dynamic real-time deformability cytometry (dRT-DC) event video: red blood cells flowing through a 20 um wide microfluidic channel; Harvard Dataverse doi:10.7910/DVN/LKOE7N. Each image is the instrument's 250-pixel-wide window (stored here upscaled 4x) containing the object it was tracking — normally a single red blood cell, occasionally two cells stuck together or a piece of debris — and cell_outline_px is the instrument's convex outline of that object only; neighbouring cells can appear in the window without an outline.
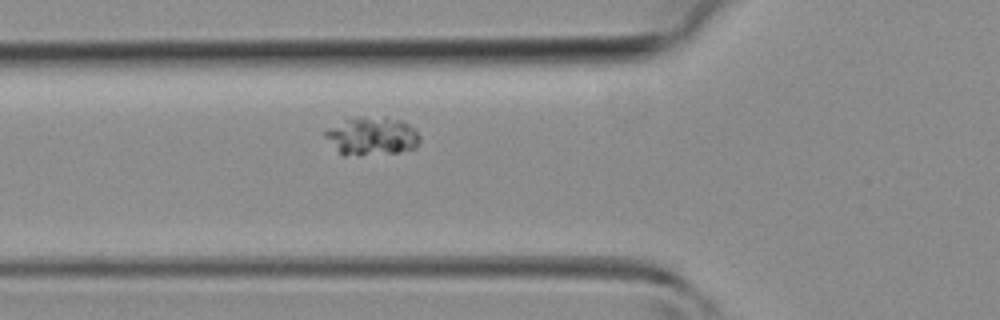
{"species": "common noctule bat (a hibernating species)", "species_latin": "Nyctalus noctula", "temperature_condition": "room temperature", "stored_images_in_passage": 25, "camera_frame_rate_fps": 3000, "um_per_image_px": 0.085, "animal": {"sex": "female", "body_mass_g": 19.3, "forearm_length_mm": 54.1}, "frame": {"image": 1, "passage_image": 2, "time_ms": 0.333, "image_size_px": [1000, 320], "cell_outline_px": [[420, 140], [416, 148], [400, 152], [344, 156], [324, 136], [324, 128], [344, 120], [360, 116], [384, 116], [400, 120], [408, 124], [420, 136]], "centroid_in_image_um": [31.59, 11.55], "position_along_channel_um": 94.2, "area_um2": 21.27}}
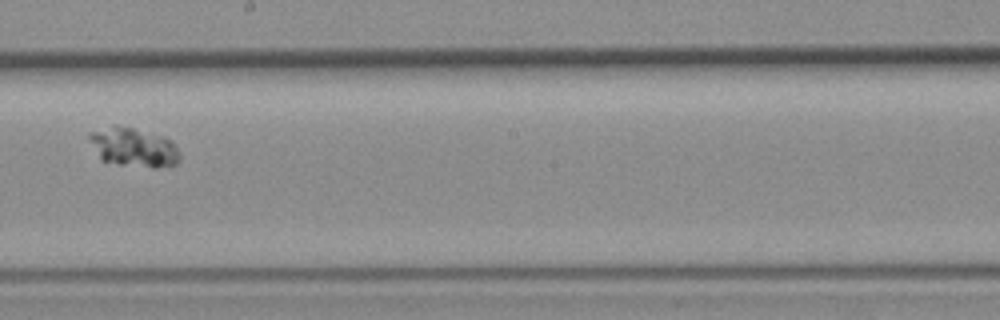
{"frame": {"image": 2, "passage_image": 11, "time_ms": 3.333, "image_size_px": [1000, 320], "cell_outline_px": [[180, 156], [176, 164], [156, 168], [152, 168], [120, 164], [100, 160], [88, 136], [88, 132], [112, 124], [116, 124], [164, 136], [172, 140]], "centroid_in_image_um": [11.33, 12.5], "position_along_channel_um": 236.9, "area_um2": 20.69}}
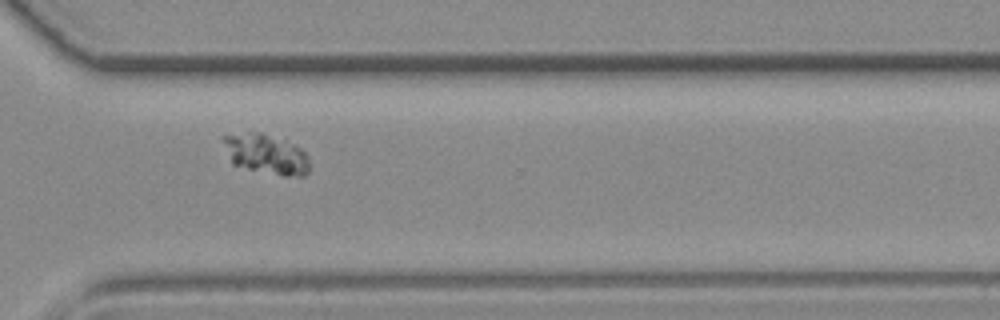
{"frame": {"image": 3, "passage_image": 18, "time_ms": 5.667, "image_size_px": [1000, 320], "cell_outline_px": [[308, 172], [304, 176], [284, 176], [248, 168], [232, 164], [220, 140], [220, 136], [252, 132], [260, 132], [284, 140], [300, 148], [308, 156]], "centroid_in_image_um": [22.58, 13.09], "position_along_channel_um": 348.0, "area_um2": 19.94}}